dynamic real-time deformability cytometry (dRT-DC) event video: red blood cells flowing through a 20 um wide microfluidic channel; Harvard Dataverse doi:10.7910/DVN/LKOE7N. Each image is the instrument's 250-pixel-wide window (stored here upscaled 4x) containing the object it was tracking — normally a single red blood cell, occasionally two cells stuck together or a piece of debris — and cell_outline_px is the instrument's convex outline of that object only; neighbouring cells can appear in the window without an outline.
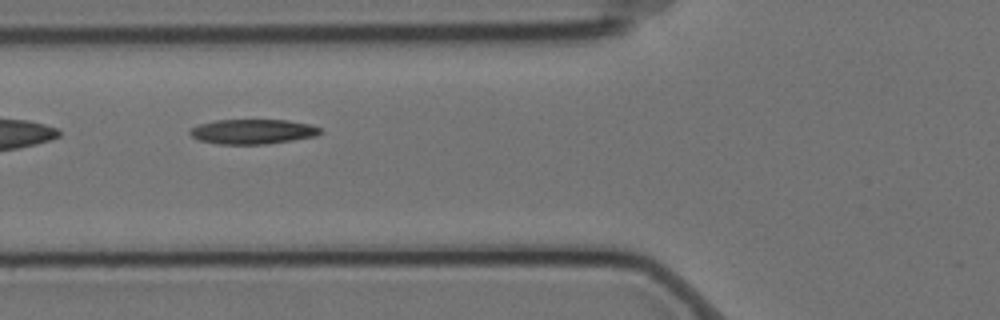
{"species": "Egyptian fruit bat (a non-hibernating species)", "species_latin": "Rousettus aegyptiacus", "temperature_condition": "cold", "stored_images_in_passage": 8, "camera_frame_rate_fps": 3000, "um_per_image_px": 0.085, "animal": {"sex": "female"}, "frame": {"image": 1, "passage_image": 7, "time_ms": 2.0, "image_size_px": [1000, 320], "cell_outline_px": [[320, 132], [316, 136], [292, 140], [264, 144], [216, 144], [200, 140], [192, 136], [188, 132], [192, 128], [200, 124], [216, 120], [288, 120], [312, 124], [320, 128]], "centroid_in_image_um": [21.49, 11.18], "position_along_channel_um": 104.3, "area_um2": 18.73}}